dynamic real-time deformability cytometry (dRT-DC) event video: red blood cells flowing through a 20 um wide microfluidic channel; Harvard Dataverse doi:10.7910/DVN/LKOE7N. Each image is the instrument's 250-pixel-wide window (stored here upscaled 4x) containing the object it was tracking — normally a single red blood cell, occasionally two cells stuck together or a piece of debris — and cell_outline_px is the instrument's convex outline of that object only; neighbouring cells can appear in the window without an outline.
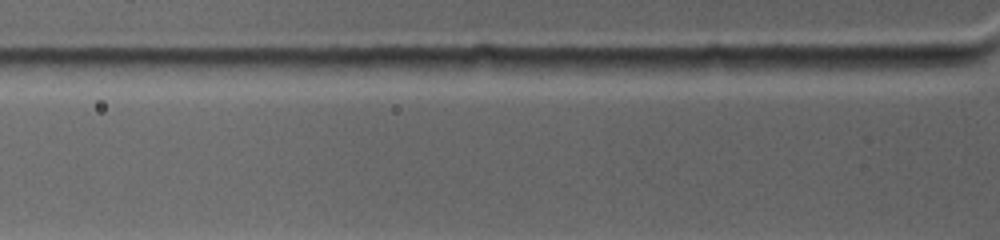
{"species": "common noctule bat (a hibernating species)", "species_latin": "Nyctalus noctula", "temperature_condition": "warm", "stored_images_in_passage": 2, "camera_frame_rate_fps": 4500, "um_per_image_px": 0.085, "animal": {"sex": "female", "body_mass_g": 19.0, "forearm_length_mm": 53.3}, "frame": {"image": 1, "passage_image": 2, "time_ms": 0.667, "image_size_px": [1000, 240], "cell_outline_px": [[976, 60], [968, 64], [940, 68], [828, 68], [864, 56], [968, 56]], "centroid_in_image_um": [77.01, 5.28], "position_along_channel_um": 48.8, "area_um2": 10.4}}